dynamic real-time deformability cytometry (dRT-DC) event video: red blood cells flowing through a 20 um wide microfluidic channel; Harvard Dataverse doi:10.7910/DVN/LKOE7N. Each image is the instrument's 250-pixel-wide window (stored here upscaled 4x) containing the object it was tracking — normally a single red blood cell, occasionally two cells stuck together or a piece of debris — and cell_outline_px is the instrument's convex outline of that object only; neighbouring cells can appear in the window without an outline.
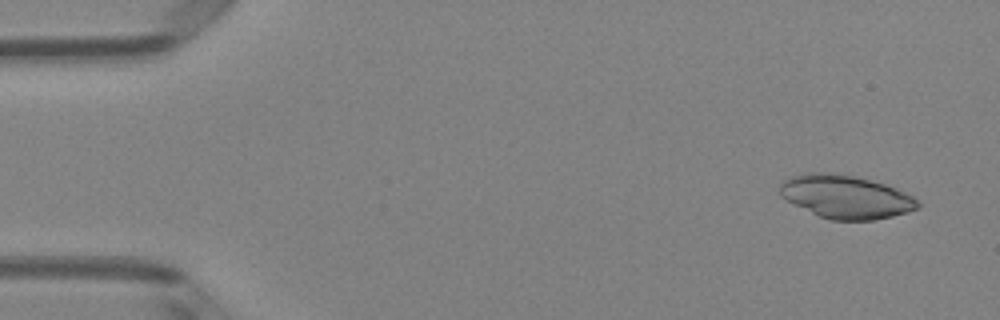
{"species": "Egyptian fruit bat (a non-hibernating species)", "species_latin": "Rousettus aegyptiacus", "temperature_condition": "room temperature", "stored_images_in_passage": 4, "camera_frame_rate_fps": 3000, "um_per_image_px": 0.085, "animal": {"sex": "female"}, "frame": {"image": 1, "passage_image": 1, "time_ms": 0.0, "image_size_px": [1000, 320], "cell_outline_px": [[920, 208], [908, 212], [892, 216], [872, 220], [828, 220], [780, 196], [780, 184], [784, 180], [792, 176], [804, 172], [824, 172], [856, 176], [884, 184], [896, 188], [912, 196], [920, 204]], "centroid_in_image_um": [71.9, 16.72], "position_along_channel_um": 13.1, "area_um2": 34.51}}